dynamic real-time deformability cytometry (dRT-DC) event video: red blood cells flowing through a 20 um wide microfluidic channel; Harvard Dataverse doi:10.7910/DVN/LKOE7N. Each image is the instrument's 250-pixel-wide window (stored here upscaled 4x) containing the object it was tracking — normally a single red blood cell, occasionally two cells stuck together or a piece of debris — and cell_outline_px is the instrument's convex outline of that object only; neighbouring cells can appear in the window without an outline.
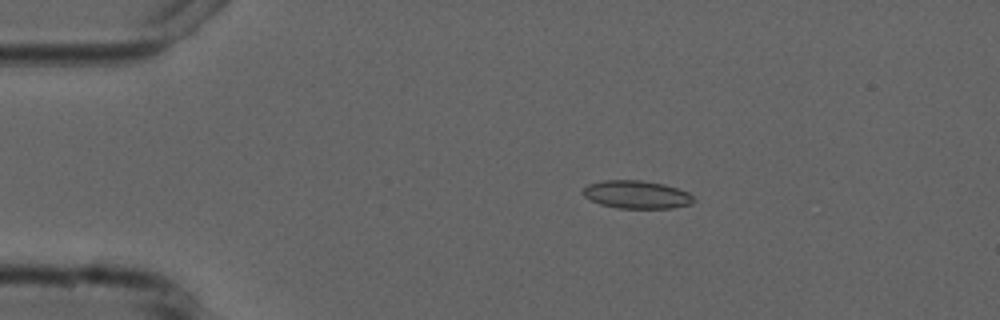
{"species": "common noctule bat (a hibernating species)", "species_latin": "Nyctalus noctula", "temperature_condition": "cold", "stored_images_in_passage": 5, "camera_frame_rate_fps": 3000, "um_per_image_px": 0.085, "animal": {"sex": "male", "forearm_length_mm": 52.5}, "frame": {"image": 1, "passage_image": 4, "time_ms": 3.333, "image_size_px": [1000, 320], "cell_outline_px": [[696, 200], [692, 204], [672, 208], [620, 208], [600, 204], [584, 196], [580, 192], [588, 184], [604, 180], [640, 180], [664, 184], [688, 192]], "centroid_in_image_um": [54.12, 16.54], "position_along_channel_um": 30.9, "area_um2": 18.03}}